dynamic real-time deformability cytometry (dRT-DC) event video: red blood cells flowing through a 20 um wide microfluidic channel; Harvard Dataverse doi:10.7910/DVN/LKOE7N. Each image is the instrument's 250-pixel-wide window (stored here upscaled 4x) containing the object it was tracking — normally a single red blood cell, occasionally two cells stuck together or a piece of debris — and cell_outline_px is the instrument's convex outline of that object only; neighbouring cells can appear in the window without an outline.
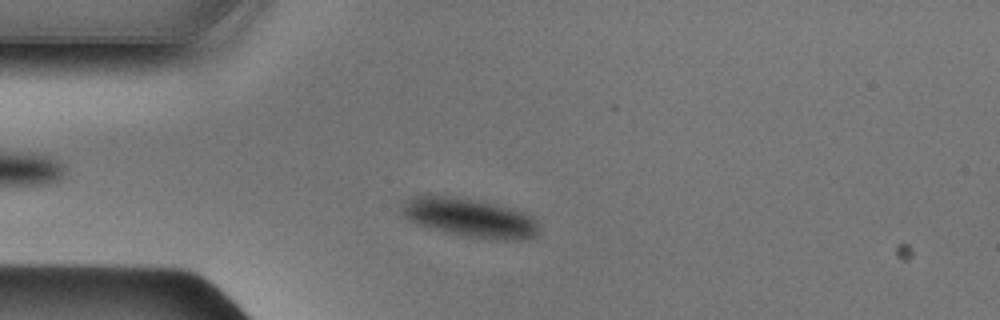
{"species": "Egyptian fruit bat (a non-hibernating species)", "species_latin": "Rousettus aegyptiacus", "temperature_condition": "cold", "stored_images_in_passage": 46, "camera_frame_rate_fps": 3000, "um_per_image_px": 0.085, "animal": {"sex": "male"}, "frame": {"image": 1, "passage_image": 9, "time_ms": 2.667, "image_size_px": [1000, 320], "cell_outline_px": [[540, 228], [536, 236], [520, 240], [504, 240], [464, 236], [416, 224], [408, 220], [400, 212], [400, 208], [412, 196], [428, 192], [472, 200], [492, 204], [508, 208], [532, 216], [536, 220]], "centroid_in_image_um": [39.87, 18.49], "position_along_channel_um": 45.1, "area_um2": 31.04}}
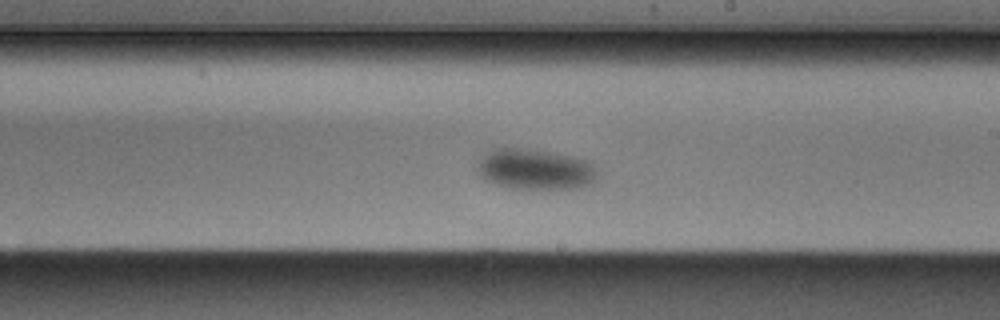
{"frame": {"image": 2, "passage_image": 25, "time_ms": 8.0, "image_size_px": [1000, 320], "cell_outline_px": [[596, 176], [584, 188], [512, 188], [496, 184], [480, 176], [476, 164], [492, 148], [516, 148], [548, 152], [572, 156], [592, 160], [596, 172]], "centroid_in_image_um": [45.5, 14.38], "position_along_channel_um": 243.5, "area_um2": 28.09}}
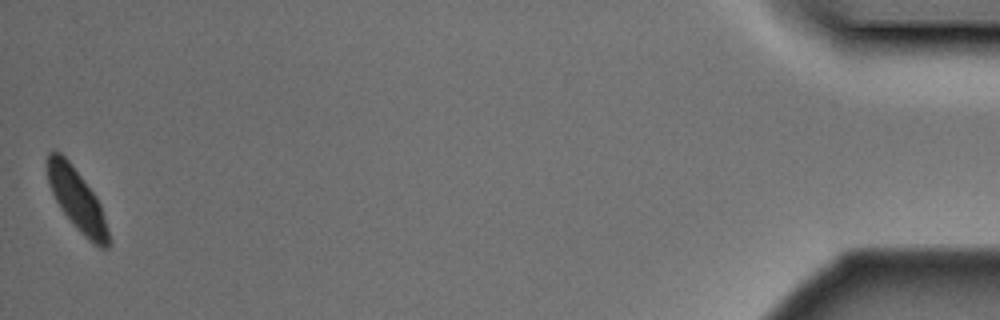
{"frame": {"image": 3, "passage_image": 46, "time_ms": 15.0, "image_size_px": [1000, 320], "cell_outline_px": [[112, 240], [108, 248], [100, 248], [88, 240], [76, 228], [60, 208], [52, 192], [48, 180], [48, 152], [60, 152], [68, 160], [96, 196], [100, 204]], "centroid_in_image_um": [6.59, 17.05], "position_along_channel_um": 428.6, "area_um2": 21.73}}